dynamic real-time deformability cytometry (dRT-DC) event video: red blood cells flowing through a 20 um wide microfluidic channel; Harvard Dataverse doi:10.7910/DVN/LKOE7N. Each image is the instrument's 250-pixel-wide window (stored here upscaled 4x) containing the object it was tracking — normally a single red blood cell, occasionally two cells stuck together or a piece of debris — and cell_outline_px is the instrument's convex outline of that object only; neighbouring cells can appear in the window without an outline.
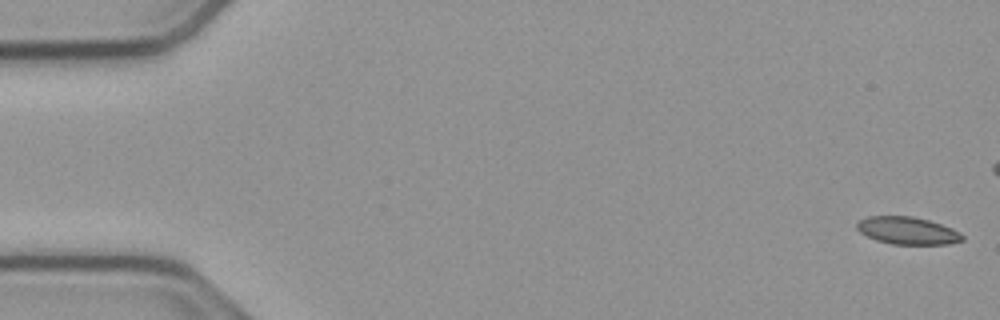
{"species": "common noctule bat (a hibernating species)", "species_latin": "Nyctalus noctula", "temperature_condition": "cold", "stored_images_in_passage": 55, "camera_frame_rate_fps": 3000, "um_per_image_px": 0.085, "animal": {"sex": "male", "body_mass_g": 23.1, "forearm_length_mm": 52.7}, "frame": {"image": 1, "passage_image": 1, "time_ms": 0.0, "image_size_px": [1000, 320], "cell_outline_px": [[964, 240], [948, 244], [892, 244], [876, 240], [860, 232], [856, 228], [856, 224], [860, 220], [868, 216], [912, 216], [928, 220], [952, 228], [960, 232], [964, 236]], "centroid_in_image_um": [77.14, 19.6], "position_along_channel_um": 7.9, "area_um2": 16.82}}
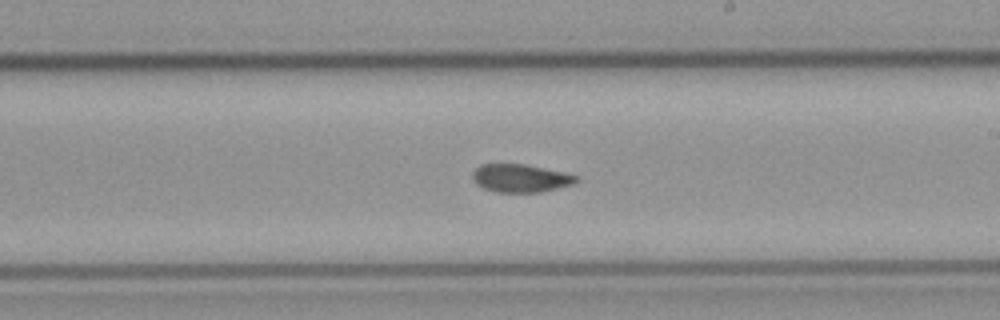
{"frame": {"image": 2, "passage_image": 31, "time_ms": 10.0, "image_size_px": [1000, 320], "cell_outline_px": [[576, 180], [572, 184], [540, 192], [496, 192], [484, 188], [476, 184], [472, 180], [472, 172], [480, 164], [524, 164], [564, 172], [576, 176]], "centroid_in_image_um": [44.17, 15.14], "position_along_channel_um": 244.8, "area_um2": 16.76}}
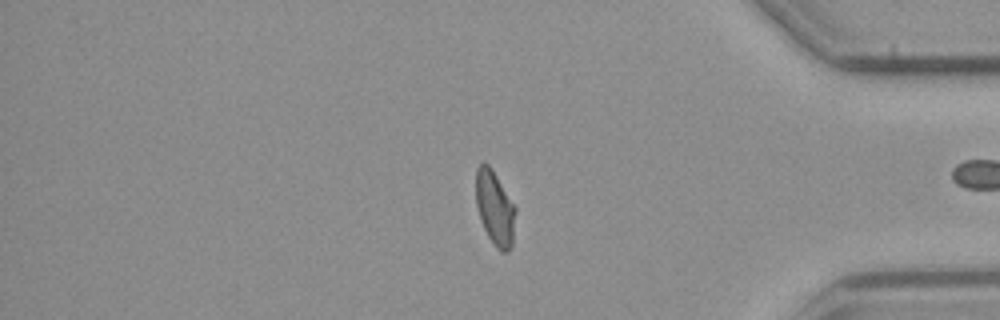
{"frame": {"image": 3, "passage_image": 45, "time_ms": 14.667, "image_size_px": [1000, 320], "cell_outline_px": [[516, 212], [512, 248], [508, 252], [500, 252], [496, 248], [488, 236], [480, 220], [476, 204], [476, 168], [484, 160], [488, 164], [496, 176], [516, 208]], "centroid_in_image_um": [42.06, 17.72], "position_along_channel_um": 393.1, "area_um2": 17.22}, "authors_computed_cell_mechanics": {"area_um2": 17.4556, "velocity_mm_per_s": 3.794, "shape_relaxation_time_tau1_ms": null, "shape_relaxation_time_tau2_ms": 3.2268, "deformation_change_tau1": null, "deformation_change_tau2": 0.0628}}